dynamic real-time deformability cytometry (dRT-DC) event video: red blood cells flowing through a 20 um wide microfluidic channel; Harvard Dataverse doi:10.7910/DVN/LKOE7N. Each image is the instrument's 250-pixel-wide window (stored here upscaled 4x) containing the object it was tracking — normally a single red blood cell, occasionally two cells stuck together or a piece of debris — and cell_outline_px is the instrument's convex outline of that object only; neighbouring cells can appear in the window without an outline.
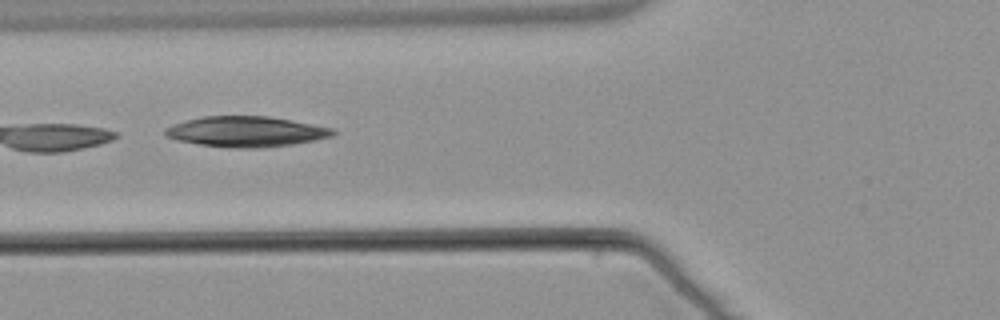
{"species": "common noctule bat (a hibernating species)", "species_latin": "Nyctalus noctula", "temperature_condition": "warm", "stored_images_in_passage": 8, "camera_frame_rate_fps": 3000, "um_per_image_px": 0.085, "animal": {"sex": "male", "body_mass_g": 21.5, "forearm_length_mm": 52.0}, "frame": {"image": 1, "passage_image": 6, "time_ms": 6.0, "image_size_px": [1000, 320], "cell_outline_px": [[336, 132], [332, 136], [316, 140], [292, 144], [260, 148], [232, 148], [200, 144], [176, 140], [164, 136], [164, 128], [172, 124], [204, 116], [268, 116], [292, 120], [336, 128]], "centroid_in_image_um": [20.93, 11.18], "position_along_channel_um": 104.9, "area_um2": 29.94}}